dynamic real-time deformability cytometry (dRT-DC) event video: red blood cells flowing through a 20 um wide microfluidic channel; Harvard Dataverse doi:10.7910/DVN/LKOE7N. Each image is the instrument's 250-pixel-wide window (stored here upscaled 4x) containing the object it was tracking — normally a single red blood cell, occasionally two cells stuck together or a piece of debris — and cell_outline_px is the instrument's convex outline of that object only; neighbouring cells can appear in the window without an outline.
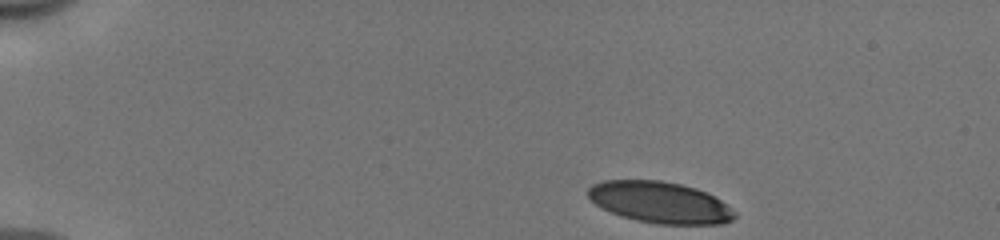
{"species": "human", "species_latin": "Homo sapiens", "temperature_condition": "cold", "stored_images_in_passage": 40, "camera_frame_rate_fps": 3000, "um_per_image_px": 0.085, "donor": {"sex": "male"}, "frame": {"image": 1, "passage_image": 1, "time_ms": 0.0, "image_size_px": [1000, 240], "cell_outline_px": [[736, 216], [732, 220], [724, 224], [656, 224], [636, 220], [612, 212], [596, 204], [588, 196], [588, 188], [592, 184], [604, 180], [660, 180], [680, 184], [696, 188], [708, 192], [732, 208], [736, 212]], "centroid_in_image_um": [56.14, 17.2], "position_along_channel_um": 28.9, "area_um2": 35.32}}
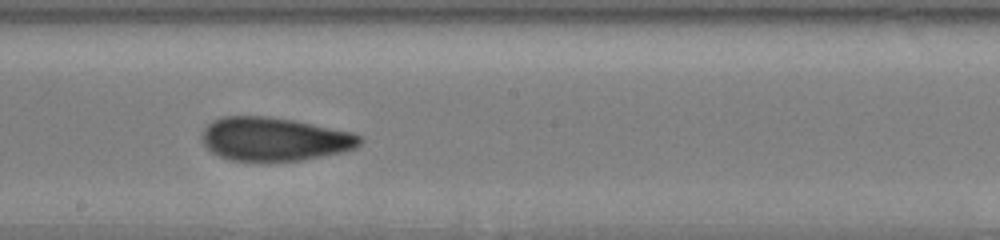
{"frame": {"image": 2, "passage_image": 23, "time_ms": 7.333, "image_size_px": [1000, 240], "cell_outline_px": [[364, 140], [356, 148], [344, 152], [300, 160], [232, 160], [220, 156], [212, 152], [200, 140], [200, 136], [204, 128], [212, 120], [220, 116], [264, 116], [292, 120], [352, 132], [360, 136]], "centroid_in_image_um": [23.3, 11.81], "position_along_channel_um": 224.9, "area_um2": 39.88}}
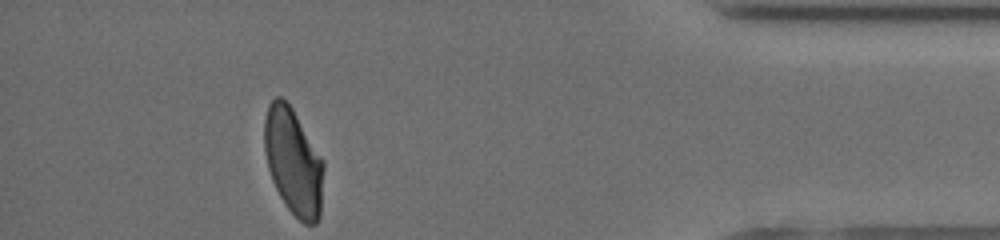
{"frame": {"image": 3, "passage_image": 40, "time_ms": 13.0, "image_size_px": [1000, 240], "cell_outline_px": [[324, 168], [320, 216], [316, 224], [304, 224], [284, 204], [272, 180], [268, 168], [264, 152], [264, 120], [268, 104], [276, 96], [280, 96], [292, 108], [324, 160]], "centroid_in_image_um": [24.93, 13.74], "position_along_channel_um": 410.3, "area_um2": 36.93}, "authors_computed_cell_mechanics": {"area_um2": 39.9109, "velocity_mm_per_s": 3.9684, "shape_relaxation_time_tau1_ms": 11.3417, "shape_relaxation_time_tau2_ms": 1.3967, "deformation_change_tau1": 0.2642, "deformation_change_tau2": 0.0752}}